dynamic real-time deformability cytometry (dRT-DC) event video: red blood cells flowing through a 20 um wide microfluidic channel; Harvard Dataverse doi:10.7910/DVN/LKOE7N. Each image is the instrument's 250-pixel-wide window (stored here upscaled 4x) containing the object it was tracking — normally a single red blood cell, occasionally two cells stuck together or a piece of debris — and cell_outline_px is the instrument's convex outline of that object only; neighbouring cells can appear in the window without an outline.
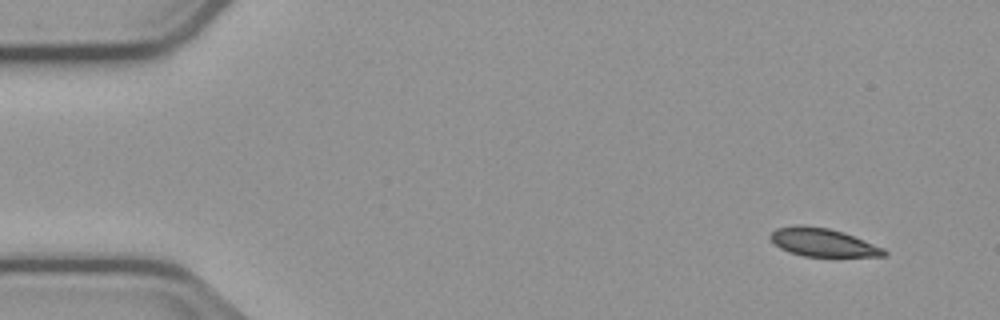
{"species": "common noctule bat (a hibernating species)", "species_latin": "Nyctalus noctula", "temperature_condition": "cold", "stored_images_in_passage": 51, "camera_frame_rate_fps": 3000, "um_per_image_px": 0.085, "animal": {"sex": "male", "body_mass_g": 23.1, "forearm_length_mm": 52.7}, "frame": {"image": 1, "passage_image": 1, "time_ms": 0.0, "image_size_px": [1000, 320], "cell_outline_px": [[888, 252], [884, 256], [804, 256], [788, 252], [780, 248], [768, 236], [776, 228], [796, 224], [800, 224], [828, 228], [844, 232], [884, 248]], "centroid_in_image_um": [69.92, 20.59], "position_along_channel_um": 15.1, "area_um2": 18.67}}
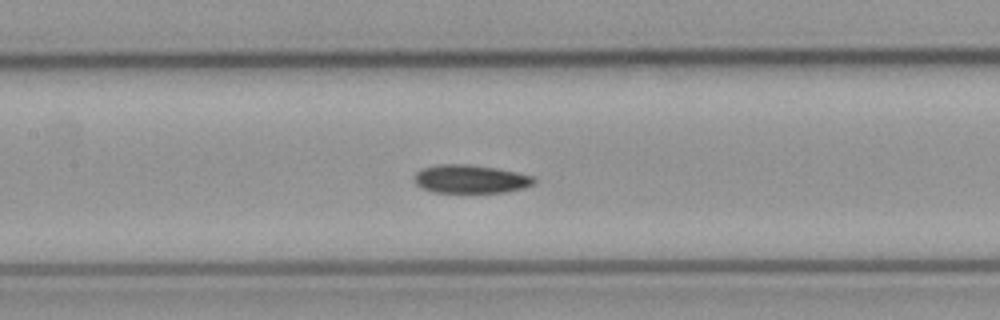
{"frame": {"image": 2, "passage_image": 22, "time_ms": 7.0, "image_size_px": [1000, 320], "cell_outline_px": [[536, 184], [524, 188], [504, 192], [432, 192], [420, 188], [416, 184], [416, 172], [424, 168], [440, 164], [468, 164], [496, 168], [536, 176]], "centroid_in_image_um": [40.05, 15.22], "position_along_channel_um": 167.3, "area_um2": 19.83}}
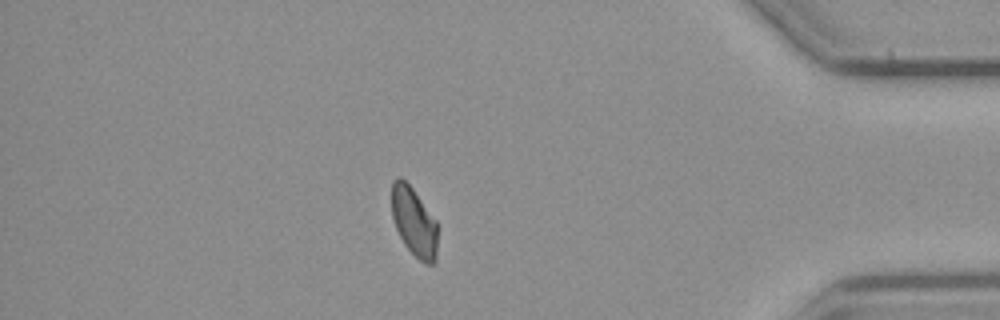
{"frame": {"image": 3, "passage_image": 44, "time_ms": 14.333, "image_size_px": [1000, 320], "cell_outline_px": [[436, 260], [432, 264], [428, 264], [420, 260], [404, 244], [396, 228], [392, 216], [392, 180], [396, 176], [400, 176], [412, 188], [436, 220]], "centroid_in_image_um": [35.17, 18.83], "position_along_channel_um": 400.0, "area_um2": 18.15}, "authors_computed_cell_mechanics": {"area_um2": 19.7676, "velocity_mm_per_s": 3.7395, "shape_relaxation_time_tau1_ms": 2.8303, "shape_relaxation_time_tau2_ms": 3.4102, "deformation_change_tau1": 0.1067, "deformation_change_tau2": 0.0721}}